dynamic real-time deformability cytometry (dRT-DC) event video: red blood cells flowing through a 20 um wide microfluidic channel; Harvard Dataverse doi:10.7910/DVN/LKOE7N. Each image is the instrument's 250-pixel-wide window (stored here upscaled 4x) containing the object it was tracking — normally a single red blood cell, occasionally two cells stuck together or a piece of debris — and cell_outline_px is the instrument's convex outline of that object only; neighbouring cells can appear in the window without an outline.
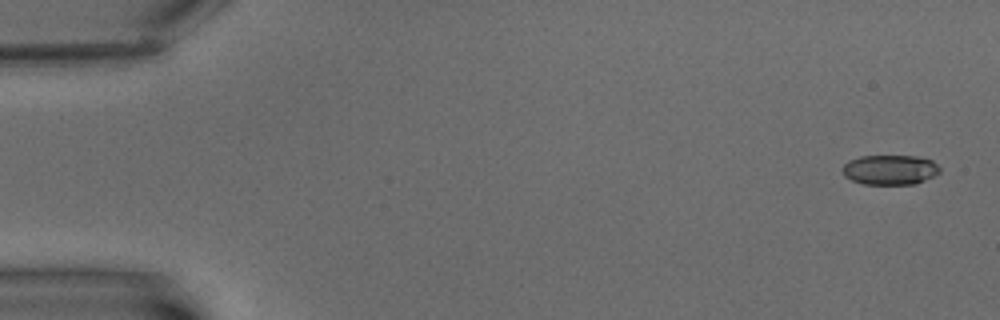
{"species": "common noctule bat (a hibernating species)", "species_latin": "Nyctalus noctula", "temperature_condition": "warm", "stored_images_in_passage": 10, "camera_frame_rate_fps": 3000, "um_per_image_px": 0.085, "animal": {"sex": "male", "body_mass_g": 15.6}, "frame": {"image": 1, "passage_image": 1, "time_ms": 0.0, "image_size_px": [1000, 320], "cell_outline_px": [[940, 172], [916, 184], [864, 184], [852, 180], [844, 176], [840, 168], [848, 160], [860, 156], [916, 156], [932, 160], [940, 168]], "centroid_in_image_um": [75.61, 14.42], "position_along_channel_um": 9.4, "area_um2": 16.99}}
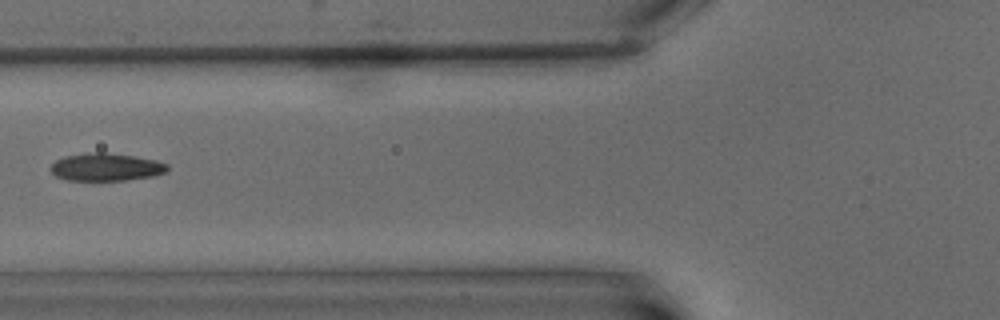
{"frame": {"image": 2, "passage_image": 7, "time_ms": 8.0, "image_size_px": [1000, 320], "cell_outline_px": [[168, 172], [152, 176], [124, 180], [68, 180], [56, 176], [48, 168], [56, 160], [64, 156], [88, 152], [104, 152], [136, 156], [156, 160], [168, 164]], "centroid_in_image_um": [9.01, 14.19], "position_along_channel_um": 116.8, "area_um2": 18.96}}
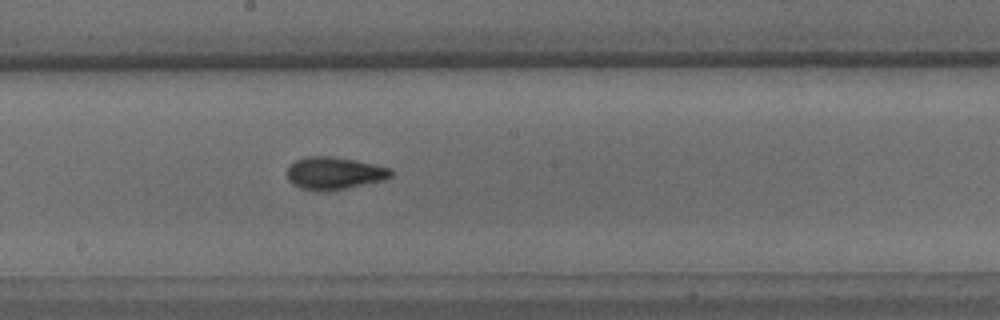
{"frame": {"image": 3, "passage_image": 10, "time_ms": 11.333, "image_size_px": [1000, 320], "cell_outline_px": [[392, 176], [384, 180], [344, 188], [300, 188], [292, 184], [288, 180], [288, 168], [296, 160], [304, 156], [332, 156], [376, 164], [392, 168]], "centroid_in_image_um": [28.45, 14.67], "position_along_channel_um": 219.8, "area_um2": 19.02}}